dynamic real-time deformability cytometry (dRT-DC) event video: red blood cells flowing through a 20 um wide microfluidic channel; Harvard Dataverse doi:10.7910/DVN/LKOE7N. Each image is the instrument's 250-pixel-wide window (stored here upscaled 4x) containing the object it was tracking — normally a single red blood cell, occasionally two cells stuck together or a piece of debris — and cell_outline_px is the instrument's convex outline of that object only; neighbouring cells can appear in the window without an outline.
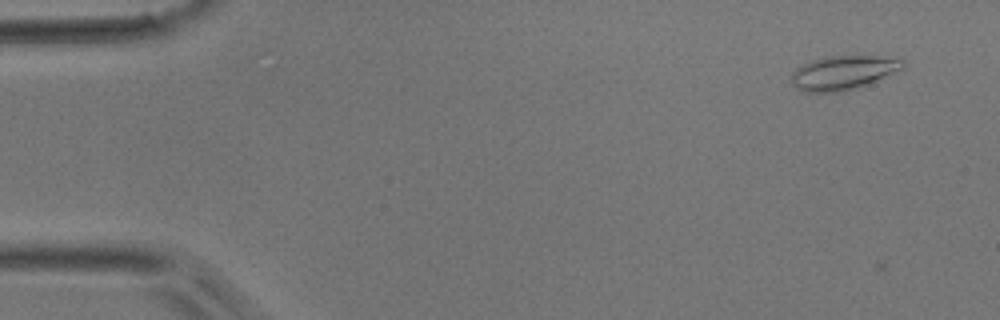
{"species": "common noctule bat (a hibernating species)", "species_latin": "Nyctalus noctula", "temperature_condition": "room temperature", "stored_images_in_passage": 6, "camera_frame_rate_fps": 3000, "um_per_image_px": 0.085, "animal": {"sex": "male", "body_mass_g": 17.9}, "frame": {"image": 1, "passage_image": 3, "time_ms": 0.667, "image_size_px": [1000, 320], "cell_outline_px": [[904, 68], [856, 88], [840, 92], [804, 92], [796, 88], [792, 84], [792, 72], [796, 68], [812, 60], [824, 56], [900, 56], [904, 60]], "centroid_in_image_um": [71.69, 6.16], "position_along_channel_um": 13.3, "area_um2": 22.2}}